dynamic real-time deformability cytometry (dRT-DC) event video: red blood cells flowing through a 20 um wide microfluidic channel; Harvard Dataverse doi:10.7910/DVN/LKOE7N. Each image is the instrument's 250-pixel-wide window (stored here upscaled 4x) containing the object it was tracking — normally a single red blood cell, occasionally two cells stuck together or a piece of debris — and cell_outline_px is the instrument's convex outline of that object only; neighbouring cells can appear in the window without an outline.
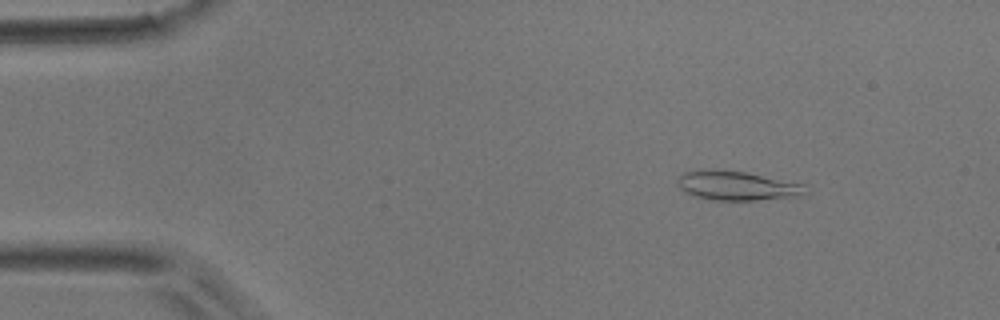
{"species": "common noctule bat (a hibernating species)", "species_latin": "Nyctalus noctula", "temperature_condition": "room temperature", "stored_images_in_passage": 48, "camera_frame_rate_fps": 3000, "um_per_image_px": 0.085, "animal": {"sex": "male", "body_mass_g": 17.9}, "frame": {"image": 1, "passage_image": 5, "time_ms": 1.333, "image_size_px": [1000, 320], "cell_outline_px": [[808, 196], [756, 200], [712, 200], [696, 196], [684, 192], [680, 188], [676, 180], [684, 172], [744, 172], [804, 184]], "centroid_in_image_um": [62.74, 15.84], "position_along_channel_um": 22.3, "area_um2": 21.1}}
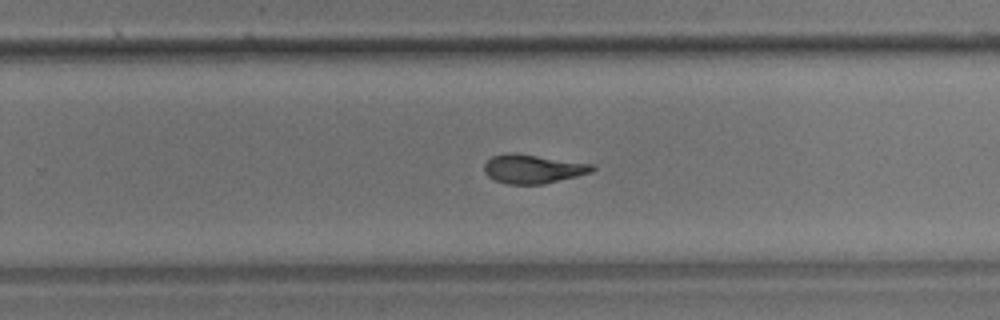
{"frame": {"image": 2, "passage_image": 30, "time_ms": 9.667, "image_size_px": [1000, 320], "cell_outline_px": [[596, 168], [592, 172], [544, 184], [508, 184], [496, 180], [488, 176], [484, 172], [484, 164], [492, 156], [504, 152], [512, 152], [592, 164]], "centroid_in_image_um": [45.26, 14.35], "position_along_channel_um": 284.5, "area_um2": 18.09}}
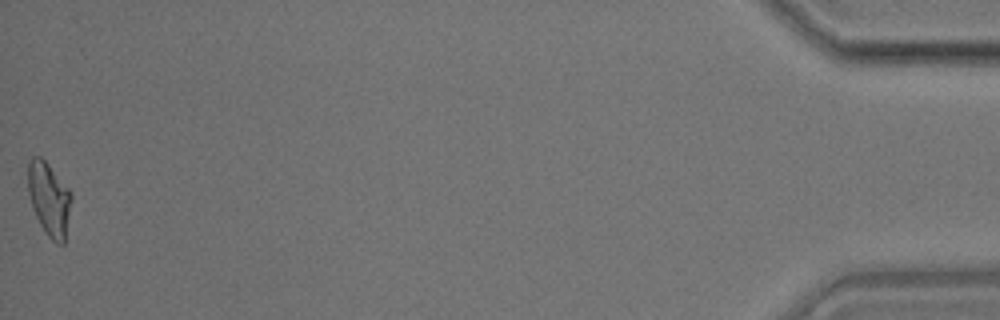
{"frame": {"image": 3, "passage_image": 48, "time_ms": 15.667, "image_size_px": [1000, 320], "cell_outline_px": [[72, 200], [64, 244], [56, 244], [48, 236], [40, 224], [32, 208], [28, 192], [28, 164], [32, 156], [40, 156], [48, 164], [72, 192]], "centroid_in_image_um": [4.18, 16.92], "position_along_channel_um": 431.0, "area_um2": 18.61}}